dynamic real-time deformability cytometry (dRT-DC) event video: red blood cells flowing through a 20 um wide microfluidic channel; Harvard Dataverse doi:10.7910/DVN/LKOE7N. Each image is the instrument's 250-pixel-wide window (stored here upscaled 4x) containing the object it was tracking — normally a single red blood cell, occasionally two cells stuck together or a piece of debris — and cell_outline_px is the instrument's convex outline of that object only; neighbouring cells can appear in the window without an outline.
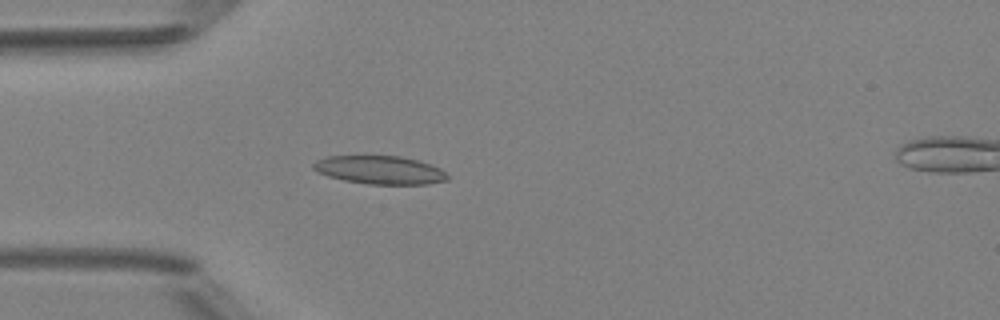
{"species": "Egyptian fruit bat (a non-hibernating species)", "species_latin": "Rousettus aegyptiacus", "temperature_condition": "room temperature", "stored_images_in_passage": 4, "camera_frame_rate_fps": 3000, "um_per_image_px": 0.085, "animal": {"sex": "female"}, "frame": {"image": 1, "passage_image": 3, "time_ms": 2.0, "image_size_px": [1000, 320], "cell_outline_px": [[452, 176], [448, 180], [428, 184], [368, 184], [344, 180], [328, 176], [312, 168], [312, 164], [316, 160], [328, 156], [400, 156], [420, 160], [432, 164], [440, 168]], "centroid_in_image_um": [32.36, 14.44], "position_along_channel_um": 52.6, "area_um2": 22.31}}